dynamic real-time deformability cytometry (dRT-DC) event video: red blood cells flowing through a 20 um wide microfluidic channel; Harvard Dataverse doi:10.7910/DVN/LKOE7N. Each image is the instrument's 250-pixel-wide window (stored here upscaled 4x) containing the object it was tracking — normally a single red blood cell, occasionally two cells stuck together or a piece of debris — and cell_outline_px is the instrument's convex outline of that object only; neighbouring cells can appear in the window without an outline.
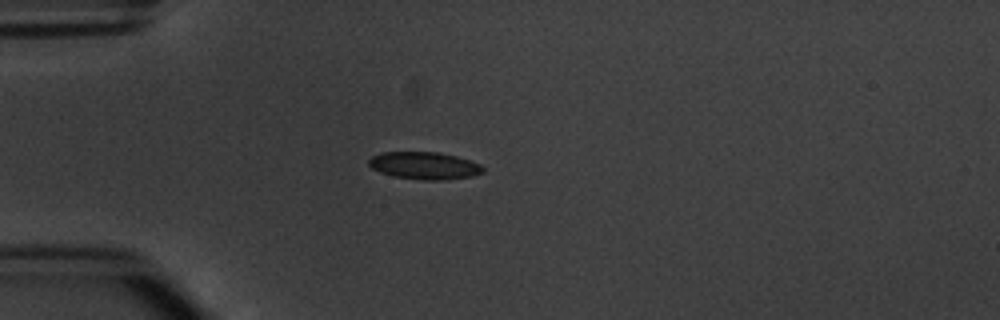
{"species": "common noctule bat (a hibernating species)", "species_latin": "Nyctalus noctula", "temperature_condition": "warm", "stored_images_in_passage": 2, "camera_frame_rate_fps": 3000, "um_per_image_px": 0.085, "animal": {"sex": "male", "body_mass_g": 20.1, "forearm_length_mm": 53.5}, "frame": {"image": 1, "passage_image": 1, "time_ms": 0.0, "image_size_px": [1000, 320], "cell_outline_px": [[484, 172], [472, 176], [440, 180], [424, 180], [392, 176], [380, 172], [372, 168], [368, 164], [368, 160], [372, 156], [380, 152], [436, 152], [456, 156], [480, 164], [484, 168]], "centroid_in_image_um": [36.05, 14.07], "position_along_channel_um": 49.0, "area_um2": 18.15}}